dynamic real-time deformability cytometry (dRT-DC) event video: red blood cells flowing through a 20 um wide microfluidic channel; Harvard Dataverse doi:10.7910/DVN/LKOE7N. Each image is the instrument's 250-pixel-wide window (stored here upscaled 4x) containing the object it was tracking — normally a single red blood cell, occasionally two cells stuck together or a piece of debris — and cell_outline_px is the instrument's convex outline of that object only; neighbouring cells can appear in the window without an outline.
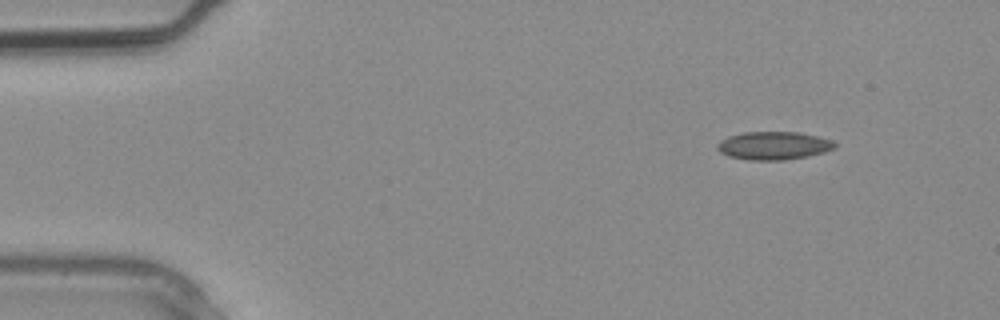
{"species": "common noctule bat (a hibernating species)", "species_latin": "Nyctalus noctula", "temperature_condition": "warm", "stored_images_in_passage": 2, "camera_frame_rate_fps": 3000, "um_per_image_px": 0.085, "animal": {"sex": "male", "body_mass_g": 20.4}, "frame": {"image": 1, "passage_image": 1, "time_ms": 0.0, "image_size_px": [1000, 320], "cell_outline_px": [[836, 148], [824, 152], [808, 156], [784, 160], [748, 160], [728, 156], [720, 152], [716, 148], [716, 144], [720, 140], [728, 136], [744, 132], [800, 132], [832, 140], [836, 144]], "centroid_in_image_um": [65.74, 12.38], "position_along_channel_um": 19.3, "area_um2": 19.36}}